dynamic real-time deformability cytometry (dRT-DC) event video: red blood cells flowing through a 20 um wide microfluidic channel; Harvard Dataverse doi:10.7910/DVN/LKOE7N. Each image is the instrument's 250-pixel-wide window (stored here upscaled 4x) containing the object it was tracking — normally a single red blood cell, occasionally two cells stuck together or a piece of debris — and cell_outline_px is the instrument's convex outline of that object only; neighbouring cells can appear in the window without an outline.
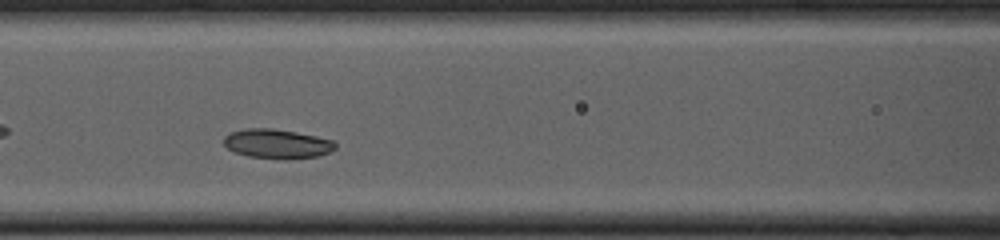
{"species": "common noctule bat (a hibernating species)", "species_latin": "Nyctalus noctula", "temperature_condition": "cold", "stored_images_in_passage": 40, "camera_frame_rate_fps": 3000, "um_per_image_px": 0.085, "animal": {"sex": "female", "body_mass_g": 23.0, "forearm_length_mm": 53.4}, "frame": {"image": 1, "passage_image": 11, "time_ms": 3.333, "image_size_px": [1000, 240], "cell_outline_px": [[336, 148], [320, 156], [288, 160], [248, 156], [236, 152], [228, 148], [224, 144], [224, 136], [232, 132], [244, 128], [272, 128], [296, 132], [316, 136], [332, 140], [336, 144]], "centroid_in_image_um": [23.57, 12.23], "position_along_channel_um": 143.0, "area_um2": 19.13}}
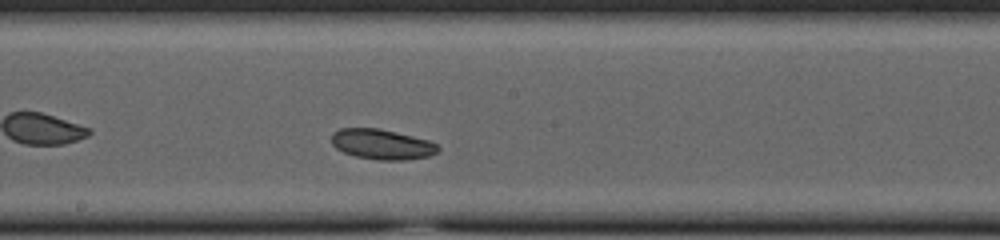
{"frame": {"image": 2, "passage_image": 17, "time_ms": 5.333, "image_size_px": [1000, 240], "cell_outline_px": [[440, 148], [436, 152], [428, 156], [404, 160], [380, 160], [356, 156], [344, 152], [336, 148], [332, 144], [332, 132], [340, 128], [380, 128], [428, 140], [436, 144]], "centroid_in_image_um": [32.44, 12.25], "position_along_channel_um": 215.8, "area_um2": 18.61}}
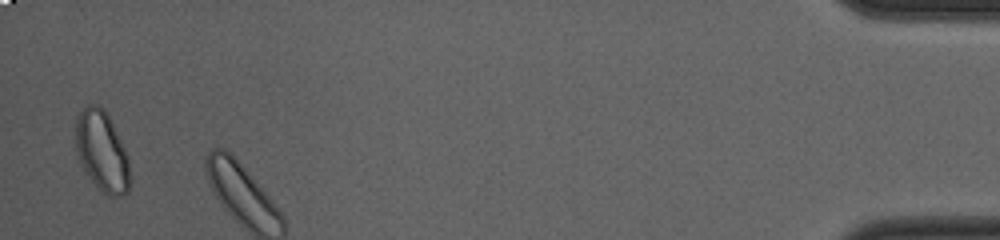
{"frame": {"image": 3, "passage_image": 39, "time_ms": 12.667, "image_size_px": [1000, 240], "cell_outline_px": [[128, 192], [124, 196], [108, 196], [92, 180], [84, 168], [80, 160], [76, 148], [76, 120], [80, 112], [88, 104], [100, 104], [104, 108], [128, 156]], "centroid_in_image_um": [8.66, 12.83], "position_along_channel_um": 426.5, "area_um2": 24.68}, "authors_computed_cell_mechanics": {"area_um2": 19.2474, "velocity_mm_per_s": 3.6459, "shape_relaxation_time_tau1_ms": 1.3537, "shape_relaxation_time_tau2_ms": null, "deformation_change_tau1": 0.0568, "deformation_change_tau2": null}}